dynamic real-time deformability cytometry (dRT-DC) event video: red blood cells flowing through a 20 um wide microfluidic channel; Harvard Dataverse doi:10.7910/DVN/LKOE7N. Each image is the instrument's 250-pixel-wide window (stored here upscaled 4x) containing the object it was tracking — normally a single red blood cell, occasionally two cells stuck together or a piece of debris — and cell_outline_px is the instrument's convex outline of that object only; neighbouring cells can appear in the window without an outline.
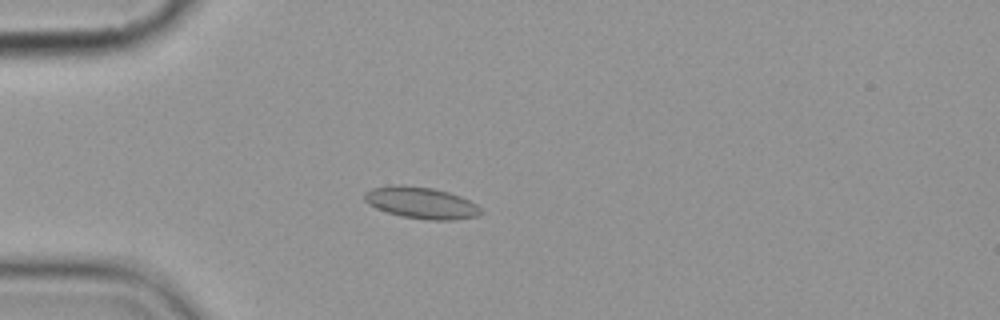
{"species": "common noctule bat (a hibernating species)", "species_latin": "Nyctalus noctula", "temperature_condition": "cold", "stored_images_in_passage": 4, "camera_frame_rate_fps": 3000, "um_per_image_px": 0.085, "animal": {"sex": "female", "body_mass_g": 19.9}, "frame": {"image": 1, "passage_image": 4, "time_ms": 3.333, "image_size_px": [1000, 320], "cell_outline_px": [[484, 212], [476, 216], [452, 220], [428, 220], [400, 216], [376, 208], [368, 204], [364, 200], [364, 192], [372, 188], [396, 184], [404, 184], [432, 188], [448, 192], [460, 196], [476, 204]], "centroid_in_image_um": [35.77, 17.23], "position_along_channel_um": 49.2, "area_um2": 21.5}}